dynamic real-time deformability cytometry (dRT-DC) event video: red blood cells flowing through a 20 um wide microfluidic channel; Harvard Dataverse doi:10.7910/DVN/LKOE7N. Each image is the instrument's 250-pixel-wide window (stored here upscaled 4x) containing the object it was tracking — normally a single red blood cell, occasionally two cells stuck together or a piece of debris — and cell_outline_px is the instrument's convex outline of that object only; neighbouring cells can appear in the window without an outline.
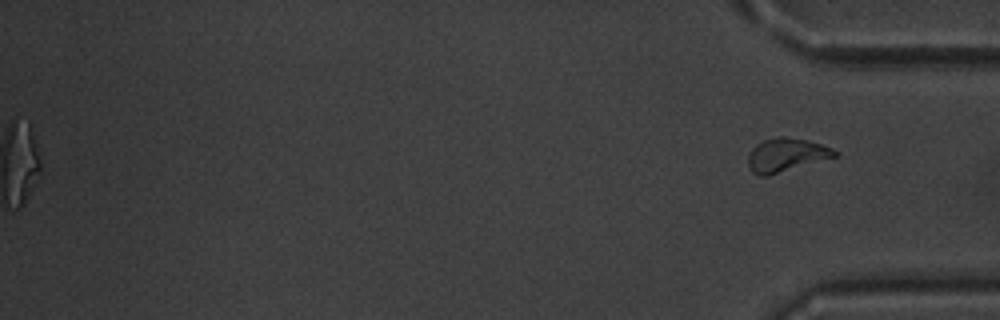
{"species": "common noctule bat (a hibernating species)", "species_latin": "Nyctalus noctula", "temperature_condition": "warm", "stored_images_in_passage": 44, "segment_of_instrument_passage": [2, 2], "camera_frame_rate_fps": 3000, "um_per_image_px": 0.085, "animal": {"sex": "male", "body_mass_g": 20.1, "forearm_length_mm": 53.5}, "frame": {"image": 1, "passage_image": 44, "time_ms": 14.333, "image_size_px": [1000, 320], "cell_outline_px": [[836, 156], [768, 176], [760, 176], [752, 172], [748, 164], [748, 152], [756, 144], [764, 140], [776, 136], [788, 136], [808, 140], [832, 148], [836, 152]], "centroid_in_image_um": [66.77, 13.16], "position_along_channel_um": 368.4, "area_um2": 16.88}}